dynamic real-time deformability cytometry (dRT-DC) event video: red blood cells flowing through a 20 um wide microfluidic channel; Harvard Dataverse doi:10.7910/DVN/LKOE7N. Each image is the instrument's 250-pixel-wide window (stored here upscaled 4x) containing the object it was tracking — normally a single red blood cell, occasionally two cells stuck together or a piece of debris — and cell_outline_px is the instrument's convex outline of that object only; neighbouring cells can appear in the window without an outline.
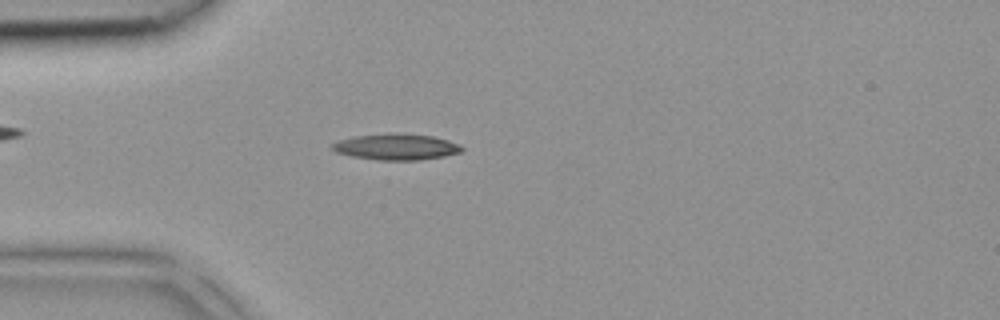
{"species": "common noctule bat (a hibernating species)", "species_latin": "Nyctalus noctula", "temperature_condition": "room temperature", "stored_images_in_passage": 39, "camera_frame_rate_fps": 3000, "um_per_image_px": 0.085, "animal": {"sex": "female", "body_mass_g": 18.4}, "frame": {"image": 1, "passage_image": 8, "time_ms": 2.333, "image_size_px": [1000, 320], "cell_outline_px": [[464, 148], [460, 152], [444, 156], [420, 160], [380, 160], [352, 156], [336, 152], [328, 148], [332, 144], [340, 140], [356, 136], [388, 132], [396, 132], [432, 136], [448, 140], [460, 144]], "centroid_in_image_um": [33.67, 12.47], "position_along_channel_um": 51.3, "area_um2": 19.88}}
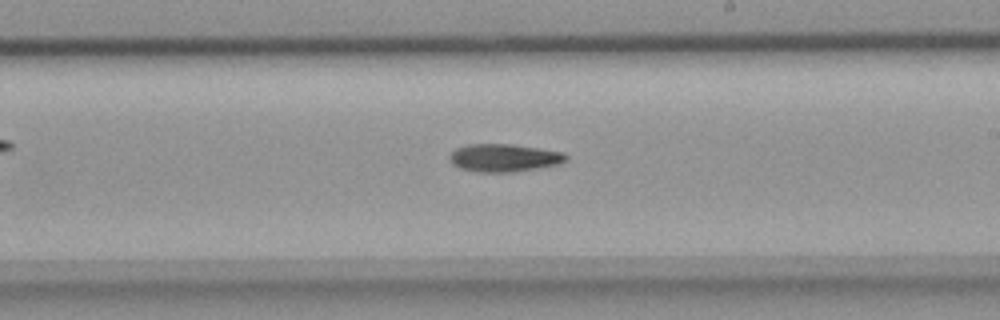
{"frame": {"image": 2, "passage_image": 21, "time_ms": 6.667, "image_size_px": [1000, 320], "cell_outline_px": [[568, 160], [560, 164], [512, 172], [476, 172], [460, 168], [452, 164], [448, 156], [456, 148], [468, 144], [512, 144], [564, 152], [568, 156]], "centroid_in_image_um": [42.85, 13.41], "position_along_channel_um": 246.2, "area_um2": 18.96}}
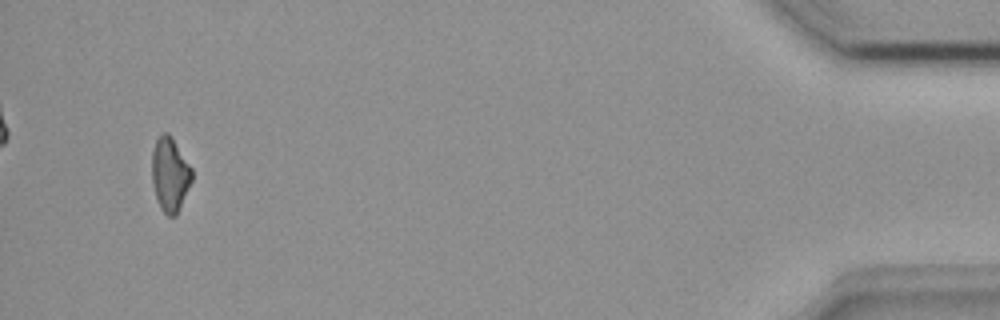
{"frame": {"image": 3, "passage_image": 37, "time_ms": 12.0, "image_size_px": [1000, 320], "cell_outline_px": [[192, 180], [176, 216], [168, 216], [160, 208], [152, 184], [152, 152], [156, 140], [160, 132], [168, 132], [192, 168]], "centroid_in_image_um": [14.44, 14.81], "position_along_channel_um": 420.8, "area_um2": 17.17}}